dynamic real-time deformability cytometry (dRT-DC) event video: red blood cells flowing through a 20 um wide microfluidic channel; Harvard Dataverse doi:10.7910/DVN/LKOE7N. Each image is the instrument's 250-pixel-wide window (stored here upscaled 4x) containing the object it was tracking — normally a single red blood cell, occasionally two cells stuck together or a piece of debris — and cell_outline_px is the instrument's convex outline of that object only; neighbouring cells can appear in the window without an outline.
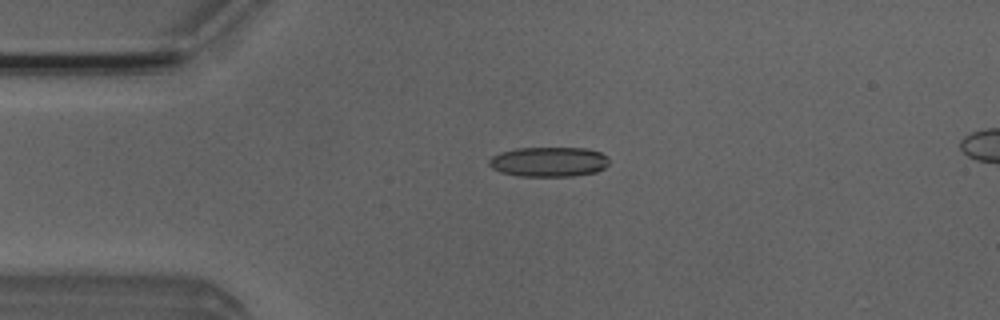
{"species": "Egyptian fruit bat (a non-hibernating species)", "species_latin": "Rousettus aegyptiacus", "temperature_condition": "room temperature", "stored_images_in_passage": 37, "camera_frame_rate_fps": 3000, "um_per_image_px": 0.085, "animal": {"sex": "male"}, "frame": {"image": 1, "passage_image": 3, "time_ms": 0.667, "image_size_px": [1000, 320], "cell_outline_px": [[608, 164], [604, 168], [596, 172], [572, 176], [520, 176], [500, 172], [492, 168], [488, 164], [488, 160], [492, 156], [500, 152], [516, 148], [584, 148], [600, 152], [608, 156]], "centroid_in_image_um": [46.63, 13.75], "position_along_channel_um": 38.4, "area_um2": 20.92}}
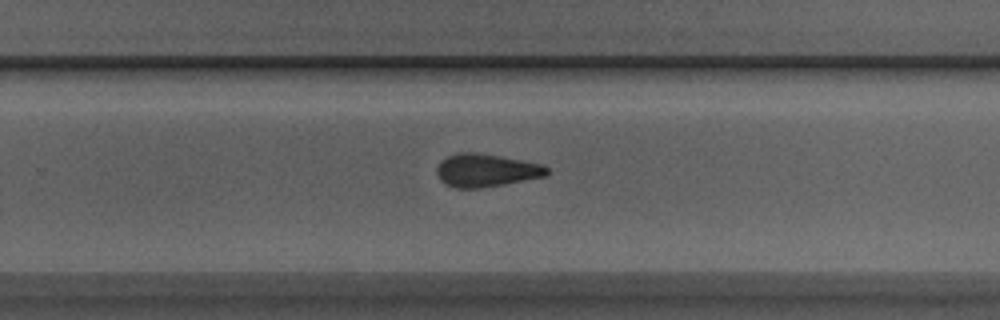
{"frame": {"image": 2, "passage_image": 24, "time_ms": 7.667, "image_size_px": [1000, 320], "cell_outline_px": [[548, 176], [504, 184], [480, 188], [452, 188], [444, 184], [440, 180], [436, 172], [436, 168], [440, 160], [456, 152], [472, 152], [544, 164], [548, 168]], "centroid_in_image_um": [41.29, 14.49], "position_along_channel_um": 288.5, "area_um2": 21.27}}
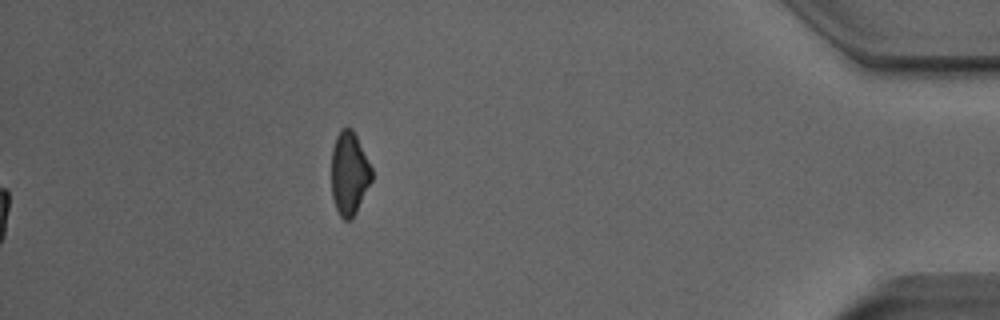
{"frame": {"image": 3, "passage_image": 37, "time_ms": 12.0, "image_size_px": [1000, 320], "cell_outline_px": [[372, 180], [352, 220], [344, 220], [340, 216], [336, 208], [332, 196], [332, 148], [336, 136], [340, 128], [352, 128], [372, 168]], "centroid_in_image_um": [29.68, 14.74], "position_along_channel_um": 405.5, "area_um2": 19.48}, "authors_computed_cell_mechanics": {"area_um2": 21.2126, "velocity_mm_per_s": 3.9597, "shape_relaxation_time_tau1_ms": 4.5987, "shape_relaxation_time_tau2_ms": 4.3644, "deformation_change_tau1": 0.167, "deformation_change_tau2": 0.1519}}